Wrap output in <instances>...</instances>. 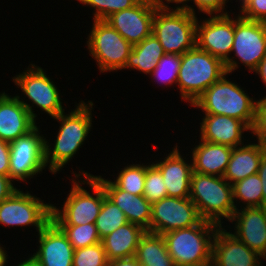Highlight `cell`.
Segmentation results:
<instances>
[{"label":"cell","instance_id":"6da1fadb","mask_svg":"<svg viewBox=\"0 0 266 266\" xmlns=\"http://www.w3.org/2000/svg\"><path fill=\"white\" fill-rule=\"evenodd\" d=\"M75 106V109H71L68 113L65 114L64 111L53 118L60 125L54 143H49V140L45 139L46 166L54 175L60 173V170L68 162L70 163L75 154L82 148L85 140H88V134L93 129V101L84 102L81 100Z\"/></svg>","mask_w":266,"mask_h":266},{"label":"cell","instance_id":"7a4b0ae2","mask_svg":"<svg viewBox=\"0 0 266 266\" xmlns=\"http://www.w3.org/2000/svg\"><path fill=\"white\" fill-rule=\"evenodd\" d=\"M71 188L67 194L63 207L52 204L51 220L56 225H82L95 223L100 213L105 191L102 184L88 171L72 172ZM82 176V177H81ZM80 178V179H79ZM89 185L90 193L82 187Z\"/></svg>","mask_w":266,"mask_h":266},{"label":"cell","instance_id":"3957f363","mask_svg":"<svg viewBox=\"0 0 266 266\" xmlns=\"http://www.w3.org/2000/svg\"><path fill=\"white\" fill-rule=\"evenodd\" d=\"M226 72L217 82L206 89L191 105L197 107L202 114L225 115L236 118L252 127L256 100L250 97L243 87L231 79ZM246 92V93H245Z\"/></svg>","mask_w":266,"mask_h":266},{"label":"cell","instance_id":"277c9868","mask_svg":"<svg viewBox=\"0 0 266 266\" xmlns=\"http://www.w3.org/2000/svg\"><path fill=\"white\" fill-rule=\"evenodd\" d=\"M189 198L202 220L220 227L225 219L229 222L236 211L232 185L223 177L193 172Z\"/></svg>","mask_w":266,"mask_h":266},{"label":"cell","instance_id":"5b68a950","mask_svg":"<svg viewBox=\"0 0 266 266\" xmlns=\"http://www.w3.org/2000/svg\"><path fill=\"white\" fill-rule=\"evenodd\" d=\"M225 63L197 45L181 55L177 90L181 101H194L226 73Z\"/></svg>","mask_w":266,"mask_h":266},{"label":"cell","instance_id":"8992f818","mask_svg":"<svg viewBox=\"0 0 266 266\" xmlns=\"http://www.w3.org/2000/svg\"><path fill=\"white\" fill-rule=\"evenodd\" d=\"M220 226L201 220L197 225L162 234L175 266L212 260L213 240Z\"/></svg>","mask_w":266,"mask_h":266},{"label":"cell","instance_id":"52a82bcc","mask_svg":"<svg viewBox=\"0 0 266 266\" xmlns=\"http://www.w3.org/2000/svg\"><path fill=\"white\" fill-rule=\"evenodd\" d=\"M12 82L20 88L24 97L15 95L16 98L27 108L31 117L36 121L38 115L35 113L34 108H39L40 111L51 116L57 117L60 113L65 111L61 99L59 88L55 85L53 80L47 76L46 71L42 67L34 63H30L26 70L19 74H15ZM25 98L26 102L24 101ZM29 101V103L27 102ZM36 106V107H34Z\"/></svg>","mask_w":266,"mask_h":266},{"label":"cell","instance_id":"ba28073f","mask_svg":"<svg viewBox=\"0 0 266 266\" xmlns=\"http://www.w3.org/2000/svg\"><path fill=\"white\" fill-rule=\"evenodd\" d=\"M198 16L184 9L158 8L153 17L152 33L165 54H184L196 46Z\"/></svg>","mask_w":266,"mask_h":266},{"label":"cell","instance_id":"9c48e42d","mask_svg":"<svg viewBox=\"0 0 266 266\" xmlns=\"http://www.w3.org/2000/svg\"><path fill=\"white\" fill-rule=\"evenodd\" d=\"M232 53L234 56L224 62L229 74L240 68L239 64L249 69V72H254L266 55V23L235 14Z\"/></svg>","mask_w":266,"mask_h":266},{"label":"cell","instance_id":"30bf717a","mask_svg":"<svg viewBox=\"0 0 266 266\" xmlns=\"http://www.w3.org/2000/svg\"><path fill=\"white\" fill-rule=\"evenodd\" d=\"M86 38L89 55L95 60L101 73L122 70L133 45L104 20H93Z\"/></svg>","mask_w":266,"mask_h":266},{"label":"cell","instance_id":"8fae6325","mask_svg":"<svg viewBox=\"0 0 266 266\" xmlns=\"http://www.w3.org/2000/svg\"><path fill=\"white\" fill-rule=\"evenodd\" d=\"M52 203L23 190L17 189L0 202V225L6 227L35 226L40 232L51 221Z\"/></svg>","mask_w":266,"mask_h":266},{"label":"cell","instance_id":"7c38bea8","mask_svg":"<svg viewBox=\"0 0 266 266\" xmlns=\"http://www.w3.org/2000/svg\"><path fill=\"white\" fill-rule=\"evenodd\" d=\"M41 132L40 126H36L28 134L9 143V178L14 183L15 181H20L19 183L25 181L27 184L28 180L37 177L47 167L45 161L46 138Z\"/></svg>","mask_w":266,"mask_h":266},{"label":"cell","instance_id":"4fadbf2b","mask_svg":"<svg viewBox=\"0 0 266 266\" xmlns=\"http://www.w3.org/2000/svg\"><path fill=\"white\" fill-rule=\"evenodd\" d=\"M202 219L196 205L187 198L165 197L152 203L150 233L162 235L197 225Z\"/></svg>","mask_w":266,"mask_h":266},{"label":"cell","instance_id":"5bb4252c","mask_svg":"<svg viewBox=\"0 0 266 266\" xmlns=\"http://www.w3.org/2000/svg\"><path fill=\"white\" fill-rule=\"evenodd\" d=\"M208 15L196 24V45L225 62L231 56L234 42L232 14Z\"/></svg>","mask_w":266,"mask_h":266},{"label":"cell","instance_id":"9a60e30c","mask_svg":"<svg viewBox=\"0 0 266 266\" xmlns=\"http://www.w3.org/2000/svg\"><path fill=\"white\" fill-rule=\"evenodd\" d=\"M157 6L151 0H140L135 6L112 13L104 21L132 45L152 34Z\"/></svg>","mask_w":266,"mask_h":266},{"label":"cell","instance_id":"2e32d148","mask_svg":"<svg viewBox=\"0 0 266 266\" xmlns=\"http://www.w3.org/2000/svg\"><path fill=\"white\" fill-rule=\"evenodd\" d=\"M237 239L248 248L256 251L266 260V208L244 207L237 209L229 221Z\"/></svg>","mask_w":266,"mask_h":266},{"label":"cell","instance_id":"e0dca14e","mask_svg":"<svg viewBox=\"0 0 266 266\" xmlns=\"http://www.w3.org/2000/svg\"><path fill=\"white\" fill-rule=\"evenodd\" d=\"M223 227L217 229L213 240L214 266H262L263 257Z\"/></svg>","mask_w":266,"mask_h":266},{"label":"cell","instance_id":"ac0fdd59","mask_svg":"<svg viewBox=\"0 0 266 266\" xmlns=\"http://www.w3.org/2000/svg\"><path fill=\"white\" fill-rule=\"evenodd\" d=\"M176 143L163 160L152 162L161 172L166 184L167 196L187 198L190 194V181L193 174L192 159L190 161L180 152ZM186 159V160H185Z\"/></svg>","mask_w":266,"mask_h":266},{"label":"cell","instance_id":"d6986e66","mask_svg":"<svg viewBox=\"0 0 266 266\" xmlns=\"http://www.w3.org/2000/svg\"><path fill=\"white\" fill-rule=\"evenodd\" d=\"M33 256L42 266H72L74 248L62 230L51 220L39 233Z\"/></svg>","mask_w":266,"mask_h":266},{"label":"cell","instance_id":"ffe728a7","mask_svg":"<svg viewBox=\"0 0 266 266\" xmlns=\"http://www.w3.org/2000/svg\"><path fill=\"white\" fill-rule=\"evenodd\" d=\"M200 122L199 139L210 143L238 147L244 145L243 134L251 128L236 118L225 115L203 114ZM245 140V141H244Z\"/></svg>","mask_w":266,"mask_h":266},{"label":"cell","instance_id":"44dd1931","mask_svg":"<svg viewBox=\"0 0 266 266\" xmlns=\"http://www.w3.org/2000/svg\"><path fill=\"white\" fill-rule=\"evenodd\" d=\"M27 108L16 98L0 92V139L12 142L28 134L37 124Z\"/></svg>","mask_w":266,"mask_h":266},{"label":"cell","instance_id":"7402d4cb","mask_svg":"<svg viewBox=\"0 0 266 266\" xmlns=\"http://www.w3.org/2000/svg\"><path fill=\"white\" fill-rule=\"evenodd\" d=\"M103 186L105 195L120 208L128 222L137 224L150 232L152 204L143 195H133L118 188L111 179L93 175Z\"/></svg>","mask_w":266,"mask_h":266},{"label":"cell","instance_id":"603a6c76","mask_svg":"<svg viewBox=\"0 0 266 266\" xmlns=\"http://www.w3.org/2000/svg\"><path fill=\"white\" fill-rule=\"evenodd\" d=\"M250 142L248 143L247 141L244 145L232 149L231 157L223 176L231 185L248 176L257 174L260 162L266 154V143L259 140Z\"/></svg>","mask_w":266,"mask_h":266},{"label":"cell","instance_id":"cb8c5ba5","mask_svg":"<svg viewBox=\"0 0 266 266\" xmlns=\"http://www.w3.org/2000/svg\"><path fill=\"white\" fill-rule=\"evenodd\" d=\"M232 147L199 140L189 154L192 159L193 172L223 177L227 169Z\"/></svg>","mask_w":266,"mask_h":266},{"label":"cell","instance_id":"d4e9b609","mask_svg":"<svg viewBox=\"0 0 266 266\" xmlns=\"http://www.w3.org/2000/svg\"><path fill=\"white\" fill-rule=\"evenodd\" d=\"M146 232L141 226L128 222L104 237L101 242L108 261L135 256L139 242Z\"/></svg>","mask_w":266,"mask_h":266},{"label":"cell","instance_id":"484cf974","mask_svg":"<svg viewBox=\"0 0 266 266\" xmlns=\"http://www.w3.org/2000/svg\"><path fill=\"white\" fill-rule=\"evenodd\" d=\"M164 54L159 40L152 33L142 42L133 45L123 70L127 68L150 75Z\"/></svg>","mask_w":266,"mask_h":266},{"label":"cell","instance_id":"4316f807","mask_svg":"<svg viewBox=\"0 0 266 266\" xmlns=\"http://www.w3.org/2000/svg\"><path fill=\"white\" fill-rule=\"evenodd\" d=\"M135 257L139 264L145 266H175L165 239L159 234L146 232L139 242Z\"/></svg>","mask_w":266,"mask_h":266},{"label":"cell","instance_id":"83f0119b","mask_svg":"<svg viewBox=\"0 0 266 266\" xmlns=\"http://www.w3.org/2000/svg\"><path fill=\"white\" fill-rule=\"evenodd\" d=\"M232 189L236 210L244 207L263 206L262 185L258 174L248 176L232 184Z\"/></svg>","mask_w":266,"mask_h":266},{"label":"cell","instance_id":"f1b7e54d","mask_svg":"<svg viewBox=\"0 0 266 266\" xmlns=\"http://www.w3.org/2000/svg\"><path fill=\"white\" fill-rule=\"evenodd\" d=\"M146 164V165H145ZM113 183L120 189L133 195H143L147 163L125 165L120 168ZM118 175V176H117Z\"/></svg>","mask_w":266,"mask_h":266},{"label":"cell","instance_id":"f546056e","mask_svg":"<svg viewBox=\"0 0 266 266\" xmlns=\"http://www.w3.org/2000/svg\"><path fill=\"white\" fill-rule=\"evenodd\" d=\"M126 223H128V220L124 212L105 195L100 213L95 222L99 238L102 240Z\"/></svg>","mask_w":266,"mask_h":266},{"label":"cell","instance_id":"4dcf8cb0","mask_svg":"<svg viewBox=\"0 0 266 266\" xmlns=\"http://www.w3.org/2000/svg\"><path fill=\"white\" fill-rule=\"evenodd\" d=\"M57 226L65 234L74 249L92 246L101 242L95 223Z\"/></svg>","mask_w":266,"mask_h":266},{"label":"cell","instance_id":"1f68e13d","mask_svg":"<svg viewBox=\"0 0 266 266\" xmlns=\"http://www.w3.org/2000/svg\"><path fill=\"white\" fill-rule=\"evenodd\" d=\"M181 64L180 54H164L159 60L156 68L149 75L157 84H163L166 87L177 86L179 68Z\"/></svg>","mask_w":266,"mask_h":266},{"label":"cell","instance_id":"d6a6232c","mask_svg":"<svg viewBox=\"0 0 266 266\" xmlns=\"http://www.w3.org/2000/svg\"><path fill=\"white\" fill-rule=\"evenodd\" d=\"M94 10L93 20H105L112 13L135 6L140 0H76Z\"/></svg>","mask_w":266,"mask_h":266},{"label":"cell","instance_id":"836d02e7","mask_svg":"<svg viewBox=\"0 0 266 266\" xmlns=\"http://www.w3.org/2000/svg\"><path fill=\"white\" fill-rule=\"evenodd\" d=\"M163 176L160 170L153 164L147 163L143 196L152 204L167 197Z\"/></svg>","mask_w":266,"mask_h":266},{"label":"cell","instance_id":"e575fe53","mask_svg":"<svg viewBox=\"0 0 266 266\" xmlns=\"http://www.w3.org/2000/svg\"><path fill=\"white\" fill-rule=\"evenodd\" d=\"M72 266H109L102 242L75 249Z\"/></svg>","mask_w":266,"mask_h":266},{"label":"cell","instance_id":"d590c367","mask_svg":"<svg viewBox=\"0 0 266 266\" xmlns=\"http://www.w3.org/2000/svg\"><path fill=\"white\" fill-rule=\"evenodd\" d=\"M193 2L194 5H187V7L184 9L188 12H190L193 15H196L199 13V11L203 14L207 15H225L229 14L230 12L225 8L229 0H190V2ZM198 10L196 13V9Z\"/></svg>","mask_w":266,"mask_h":266},{"label":"cell","instance_id":"8d00e7d4","mask_svg":"<svg viewBox=\"0 0 266 266\" xmlns=\"http://www.w3.org/2000/svg\"><path fill=\"white\" fill-rule=\"evenodd\" d=\"M261 98V99H260ZM256 100L255 116L251 127L252 136L266 143V95Z\"/></svg>","mask_w":266,"mask_h":266},{"label":"cell","instance_id":"74e56055","mask_svg":"<svg viewBox=\"0 0 266 266\" xmlns=\"http://www.w3.org/2000/svg\"><path fill=\"white\" fill-rule=\"evenodd\" d=\"M239 11L242 18L266 23V0H249Z\"/></svg>","mask_w":266,"mask_h":266},{"label":"cell","instance_id":"f35d334b","mask_svg":"<svg viewBox=\"0 0 266 266\" xmlns=\"http://www.w3.org/2000/svg\"><path fill=\"white\" fill-rule=\"evenodd\" d=\"M10 146L9 142L0 139V174L9 176L10 168Z\"/></svg>","mask_w":266,"mask_h":266},{"label":"cell","instance_id":"ab89813d","mask_svg":"<svg viewBox=\"0 0 266 266\" xmlns=\"http://www.w3.org/2000/svg\"><path fill=\"white\" fill-rule=\"evenodd\" d=\"M17 189L9 176L0 174V202L10 197Z\"/></svg>","mask_w":266,"mask_h":266},{"label":"cell","instance_id":"60d3db41","mask_svg":"<svg viewBox=\"0 0 266 266\" xmlns=\"http://www.w3.org/2000/svg\"><path fill=\"white\" fill-rule=\"evenodd\" d=\"M158 8L163 9H185L190 2V0H151ZM173 3L176 4L175 7H171L170 4ZM170 4V5H169ZM182 4V5H181ZM181 5V6H180Z\"/></svg>","mask_w":266,"mask_h":266},{"label":"cell","instance_id":"b9f144b4","mask_svg":"<svg viewBox=\"0 0 266 266\" xmlns=\"http://www.w3.org/2000/svg\"><path fill=\"white\" fill-rule=\"evenodd\" d=\"M257 174L261 179L262 192H263V207L266 208V154L263 156Z\"/></svg>","mask_w":266,"mask_h":266},{"label":"cell","instance_id":"7bdbcfd3","mask_svg":"<svg viewBox=\"0 0 266 266\" xmlns=\"http://www.w3.org/2000/svg\"><path fill=\"white\" fill-rule=\"evenodd\" d=\"M109 266H140L135 256L115 259L109 262Z\"/></svg>","mask_w":266,"mask_h":266},{"label":"cell","instance_id":"ee69618b","mask_svg":"<svg viewBox=\"0 0 266 266\" xmlns=\"http://www.w3.org/2000/svg\"><path fill=\"white\" fill-rule=\"evenodd\" d=\"M254 72L259 76V78H261V82H263V84H265L264 87H266V55Z\"/></svg>","mask_w":266,"mask_h":266},{"label":"cell","instance_id":"f6af8a7d","mask_svg":"<svg viewBox=\"0 0 266 266\" xmlns=\"http://www.w3.org/2000/svg\"><path fill=\"white\" fill-rule=\"evenodd\" d=\"M14 265L15 264H13L11 266H14ZM15 266H42V264L40 262H38L33 256L28 255V258H26L22 262L20 261Z\"/></svg>","mask_w":266,"mask_h":266},{"label":"cell","instance_id":"bcb514c9","mask_svg":"<svg viewBox=\"0 0 266 266\" xmlns=\"http://www.w3.org/2000/svg\"><path fill=\"white\" fill-rule=\"evenodd\" d=\"M3 246L4 245H2L0 243V266H6L8 264V261H9L8 260L9 256L7 254V250H5V248Z\"/></svg>","mask_w":266,"mask_h":266},{"label":"cell","instance_id":"7dc6e473","mask_svg":"<svg viewBox=\"0 0 266 266\" xmlns=\"http://www.w3.org/2000/svg\"><path fill=\"white\" fill-rule=\"evenodd\" d=\"M184 266H214L213 261H205L197 264H189V265H184Z\"/></svg>","mask_w":266,"mask_h":266},{"label":"cell","instance_id":"c3c4849f","mask_svg":"<svg viewBox=\"0 0 266 266\" xmlns=\"http://www.w3.org/2000/svg\"><path fill=\"white\" fill-rule=\"evenodd\" d=\"M239 2L240 3V7H238L239 9H238V11L239 10H241L243 7H244V5L249 1V0H236V2Z\"/></svg>","mask_w":266,"mask_h":266}]
</instances>
